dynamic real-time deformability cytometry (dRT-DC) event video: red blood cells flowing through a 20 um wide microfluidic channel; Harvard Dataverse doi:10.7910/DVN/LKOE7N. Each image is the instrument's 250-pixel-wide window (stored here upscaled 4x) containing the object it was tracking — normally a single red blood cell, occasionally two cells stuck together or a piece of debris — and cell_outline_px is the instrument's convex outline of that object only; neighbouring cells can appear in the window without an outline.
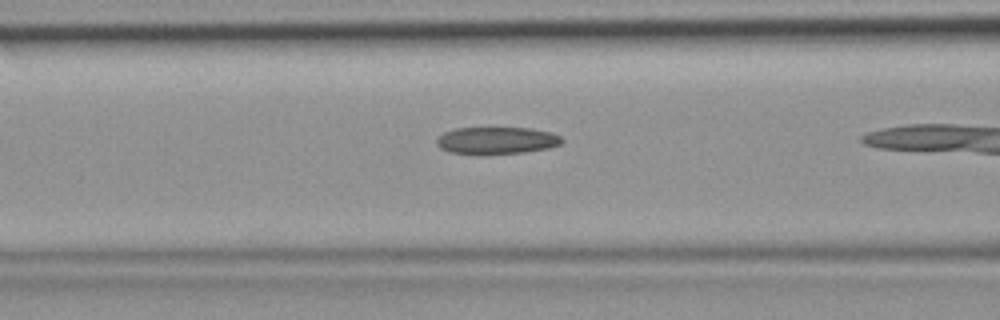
{"species": "common noctule bat (a hibernating species)", "species_latin": "Nyctalus noctula", "temperature_condition": "room temperature", "stored_images_in_passage": 8, "camera_frame_rate_fps": 3000, "um_per_image_px": 0.085, "animal": {"sex": "female", "body_mass_g": 19.9}, "frame": {"image": 1, "passage_image": 6, "time_ms": 1.667, "image_size_px": [1000, 320], "cell_outline_px": [[564, 140], [560, 144], [548, 148], [524, 152], [480, 156], [448, 152], [440, 148], [436, 144], [436, 140], [444, 132], [456, 128], [532, 128], [552, 132], [560, 136]], "centroid_in_image_um": [42.19, 11.96], "position_along_channel_um": 124.4, "area_um2": 20.29}}